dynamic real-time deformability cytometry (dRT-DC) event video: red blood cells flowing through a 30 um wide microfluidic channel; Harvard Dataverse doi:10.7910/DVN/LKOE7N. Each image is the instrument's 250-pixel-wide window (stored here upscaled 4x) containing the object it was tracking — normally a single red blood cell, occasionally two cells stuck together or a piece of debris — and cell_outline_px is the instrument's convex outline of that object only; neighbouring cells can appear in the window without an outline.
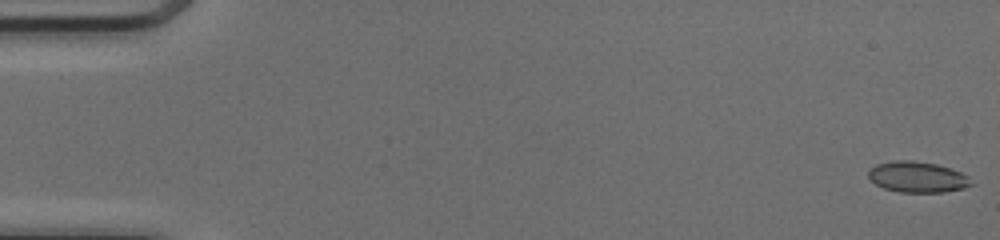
{"species": "common noctule bat (a hibernating species)", "species_latin": "Nyctalus noctula", "temperature_condition": "cold", "stored_images_in_passage": 8, "camera_frame_rate_fps": 3000, "um_per_image_px": 0.085, "animal": {"sex": "female", "body_mass_g": 17.0, "forearm_length_mm": 48.0}, "frame": {"image": 1, "passage_image": 1, "time_ms": 0.0, "image_size_px": [1000, 240], "cell_outline_px": [[976, 184], [964, 188], [944, 192], [900, 192], [884, 188], [876, 184], [868, 176], [868, 172], [876, 164], [896, 160], [908, 160], [936, 164], [960, 172], [968, 176]], "centroid_in_image_um": [78.02, 15.05], "position_along_channel_um": 7.0, "area_um2": 18.38}}